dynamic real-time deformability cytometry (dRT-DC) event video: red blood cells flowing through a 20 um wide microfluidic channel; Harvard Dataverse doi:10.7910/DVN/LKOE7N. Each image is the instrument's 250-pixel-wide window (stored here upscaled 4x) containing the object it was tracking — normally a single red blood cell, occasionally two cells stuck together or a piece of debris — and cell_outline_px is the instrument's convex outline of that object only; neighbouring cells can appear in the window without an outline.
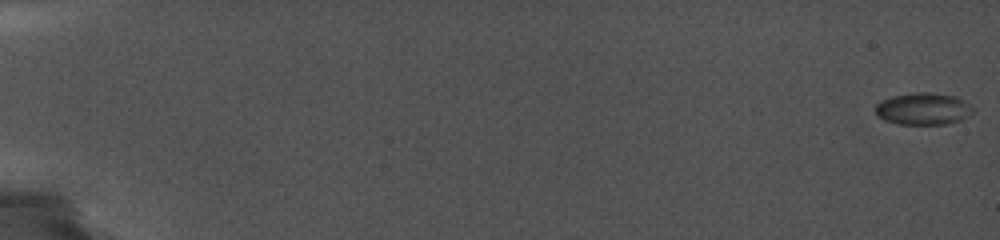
{"species": "common noctule bat (a hibernating species)", "species_latin": "Nyctalus noctula", "temperature_condition": "cold", "stored_images_in_passage": 92, "camera_frame_rate_fps": 5000, "um_per_image_px": 0.085, "animal": {"sex": "female", "body_mass_g": 19.0, "forearm_length_mm": 56.7}, "frame": {"image": 1, "passage_image": 1, "time_ms": 0.0, "image_size_px": [1000, 240], "cell_outline_px": [[972, 112], [960, 120], [948, 124], [900, 124], [884, 120], [876, 112], [876, 104], [880, 100], [892, 96], [916, 92], [928, 92], [956, 96], [964, 100], [972, 108]], "centroid_in_image_um": [78.46, 9.24], "position_along_channel_um": 6.5, "area_um2": 18.03}}
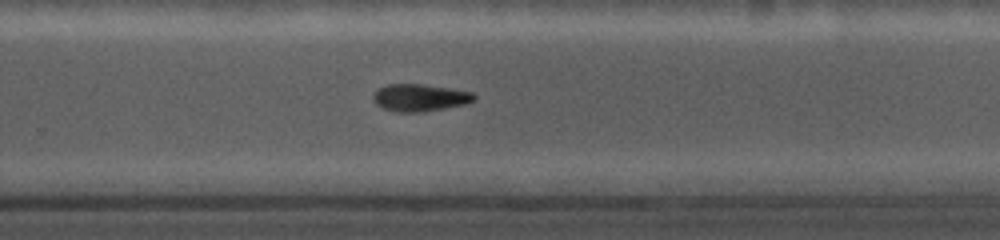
{"frame": {"image": 2, "passage_image": 63, "time_ms": 13.2, "image_size_px": [1000, 240], "cell_outline_px": [[476, 96], [472, 100], [464, 104], [424, 112], [396, 112], [380, 108], [372, 100], [372, 96], [380, 88], [388, 84], [424, 84], [472, 92]], "centroid_in_image_um": [35.63, 8.31], "position_along_channel_um": 294.2, "area_um2": 15.95}}
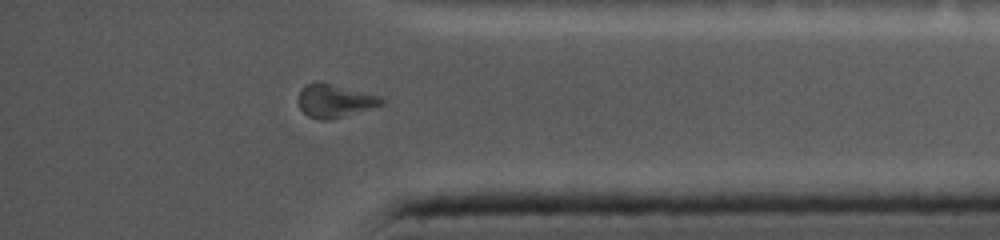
{"frame": {"image": 3, "passage_image": 80, "time_ms": 16.2, "image_size_px": [1000, 240], "cell_outline_px": [[384, 104], [332, 120], [320, 120], [308, 116], [300, 108], [296, 100], [296, 96], [300, 88], [304, 84], [316, 80], [380, 96], [384, 100]], "centroid_in_image_um": [28.37, 8.56], "position_along_channel_um": 406.8, "area_um2": 16.42}, "authors_computed_cell_mechanics": {"area_um2": 16.762, "velocity_mm_per_s": 3.7418, "shape_relaxation_time_tau1_ms": null, "shape_relaxation_time_tau2_ms": 10.8593, "deformation_change_tau1": null, "deformation_change_tau2": 0.1438}}